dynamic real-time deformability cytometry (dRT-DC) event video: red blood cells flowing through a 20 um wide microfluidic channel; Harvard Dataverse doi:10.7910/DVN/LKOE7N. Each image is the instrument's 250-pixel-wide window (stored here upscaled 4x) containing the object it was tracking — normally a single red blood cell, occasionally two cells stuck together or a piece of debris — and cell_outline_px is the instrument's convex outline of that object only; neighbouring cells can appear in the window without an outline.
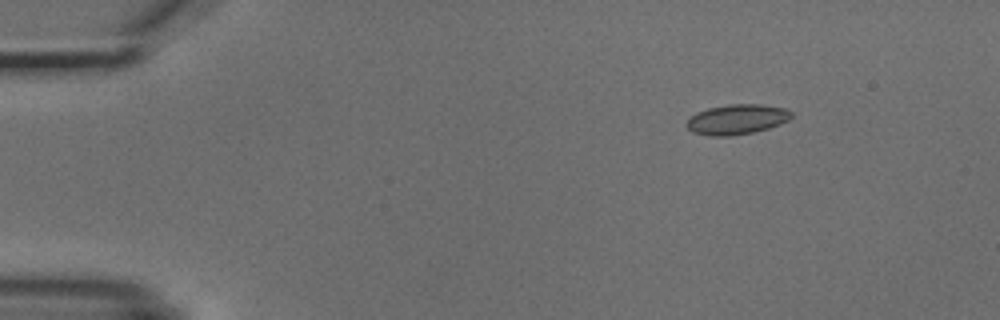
{"species": "common noctule bat (a hibernating species)", "species_latin": "Nyctalus noctula", "temperature_condition": "cold", "stored_images_in_passage": 3, "camera_frame_rate_fps": 3000, "um_per_image_px": 0.085, "animal": {"sex": "male", "body_mass_g": 18.8}, "frame": {"image": 1, "passage_image": 1, "time_ms": 0.0, "image_size_px": [1000, 320], "cell_outline_px": [[792, 116], [788, 120], [780, 124], [768, 128], [752, 132], [732, 136], [712, 136], [692, 132], [684, 124], [696, 112], [708, 108], [728, 104], [760, 104], [784, 108], [792, 112]], "centroid_in_image_um": [62.62, 10.14], "position_along_channel_um": 22.4, "area_um2": 18.32}}
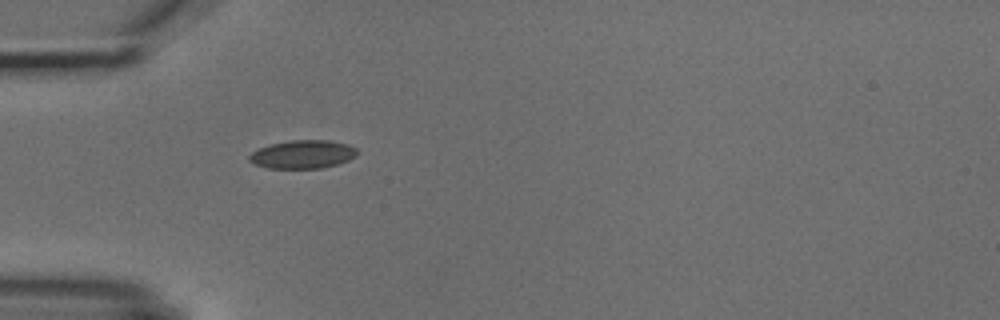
{"frame": {"image": 2, "passage_image": 3, "time_ms": 3.0, "image_size_px": [1000, 320], "cell_outline_px": [[356, 156], [348, 160], [336, 164], [320, 168], [268, 168], [256, 164], [248, 160], [248, 156], [252, 152], [260, 148], [272, 144], [288, 140], [328, 140], [348, 144], [356, 148]], "centroid_in_image_um": [25.73, 13.11], "position_along_channel_um": 59.3, "area_um2": 17.63}}